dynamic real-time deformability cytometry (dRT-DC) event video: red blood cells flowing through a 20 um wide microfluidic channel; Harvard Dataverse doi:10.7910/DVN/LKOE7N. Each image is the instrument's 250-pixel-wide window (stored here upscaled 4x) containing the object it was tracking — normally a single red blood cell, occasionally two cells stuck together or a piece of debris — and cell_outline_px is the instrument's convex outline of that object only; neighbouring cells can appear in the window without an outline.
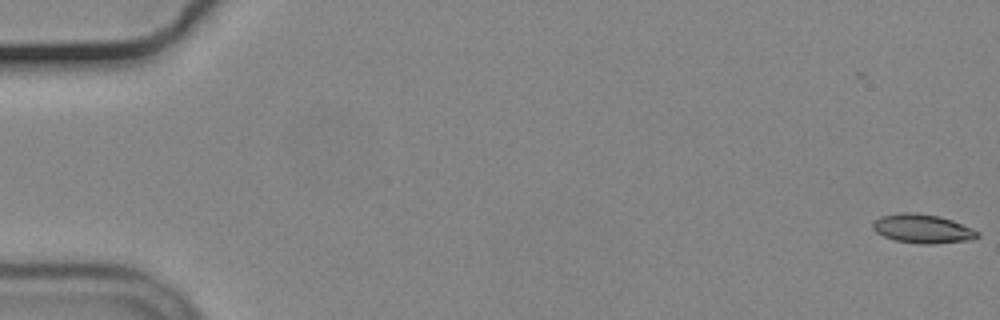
{"species": "common noctule bat (a hibernating species)", "species_latin": "Nyctalus noctula", "temperature_condition": "cold", "stored_images_in_passage": 3, "camera_frame_rate_fps": 3000, "um_per_image_px": 0.085, "animal": {"sex": "male", "body_mass_g": 19.2, "forearm_length_mm": 51.8}, "frame": {"image": 1, "passage_image": 3, "time_ms": 0.667, "image_size_px": [1000, 320], "cell_outline_px": [[980, 236], [972, 240], [932, 244], [920, 244], [896, 240], [884, 236], [876, 232], [872, 228], [872, 224], [880, 216], [900, 212], [916, 212], [940, 216], [952, 220], [972, 228], [980, 232]], "centroid_in_image_um": [78.44, 19.43], "position_along_channel_um": 6.6, "area_um2": 17.8}}